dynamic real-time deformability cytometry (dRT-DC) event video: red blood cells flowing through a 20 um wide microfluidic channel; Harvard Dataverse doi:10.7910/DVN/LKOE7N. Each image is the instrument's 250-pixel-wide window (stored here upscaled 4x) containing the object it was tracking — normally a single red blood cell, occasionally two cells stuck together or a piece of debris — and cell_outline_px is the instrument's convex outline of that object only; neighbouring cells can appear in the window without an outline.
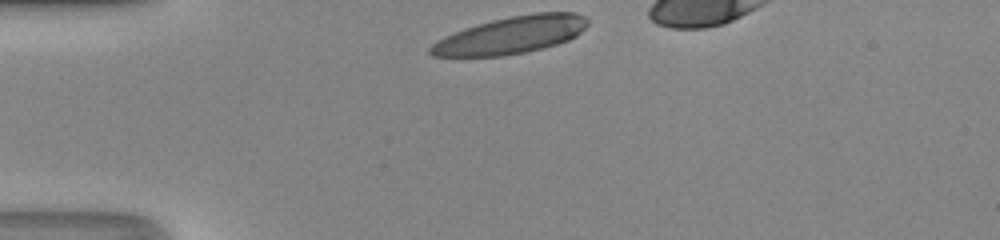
{"species": "human", "species_latin": "Homo sapiens", "temperature_condition": "room temperature", "stored_images_in_passage": 28, "camera_frame_rate_fps": 3000, "um_per_image_px": 0.085, "donor": {"sex": "male"}, "frame": {"image": 1, "passage_image": 1, "time_ms": 0.0, "image_size_px": [1000, 240], "cell_outline_px": [[588, 24], [576, 36], [568, 40], [556, 44], [524, 52], [500, 56], [432, 56], [428, 52], [428, 48], [432, 44], [444, 36], [464, 28], [476, 24], [492, 20], [512, 16], [536, 12], [572, 12], [584, 16], [588, 20]], "centroid_in_image_um": [43.41, 2.98], "position_along_channel_um": 41.6, "area_um2": 33.87}}
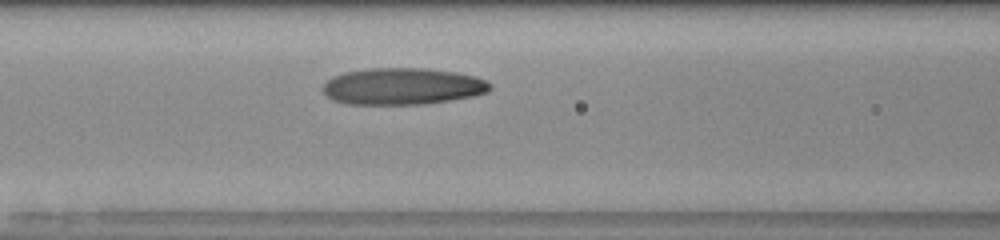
{"frame": {"image": 2, "passage_image": 10, "time_ms": 3.0, "image_size_px": [1000, 240], "cell_outline_px": [[492, 88], [488, 92], [472, 96], [424, 104], [348, 104], [332, 100], [324, 92], [324, 84], [332, 76], [344, 72], [368, 68], [424, 68], [456, 72], [476, 76], [488, 80], [492, 84]], "centroid_in_image_um": [34.24, 7.33], "position_along_channel_um": 132.4, "area_um2": 35.89}}
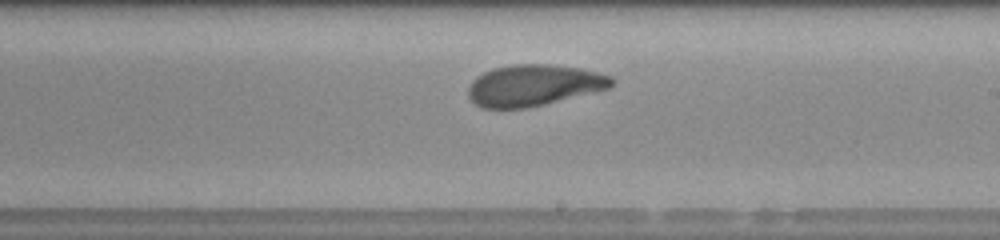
{"frame": {"image": 3, "passage_image": 18, "time_ms": 5.667, "image_size_px": [1000, 240], "cell_outline_px": [[616, 80], [608, 88], [544, 104], [524, 108], [484, 108], [476, 104], [468, 96], [468, 88], [472, 80], [476, 76], [492, 68], [512, 64], [548, 64], [580, 68], [612, 76]], "centroid_in_image_um": [45.34, 7.23], "position_along_channel_um": 243.7, "area_um2": 34.33}, "authors_computed_cell_mechanics": {"area_um2": 35.258, "velocity_mm_per_s": 4.1832, "shape_relaxation_time_tau1_ms": 4.3994, "shape_relaxation_time_tau2_ms": 1.5463, "deformation_change_tau1": 0.1769, "deformation_change_tau2": 0.0793}}